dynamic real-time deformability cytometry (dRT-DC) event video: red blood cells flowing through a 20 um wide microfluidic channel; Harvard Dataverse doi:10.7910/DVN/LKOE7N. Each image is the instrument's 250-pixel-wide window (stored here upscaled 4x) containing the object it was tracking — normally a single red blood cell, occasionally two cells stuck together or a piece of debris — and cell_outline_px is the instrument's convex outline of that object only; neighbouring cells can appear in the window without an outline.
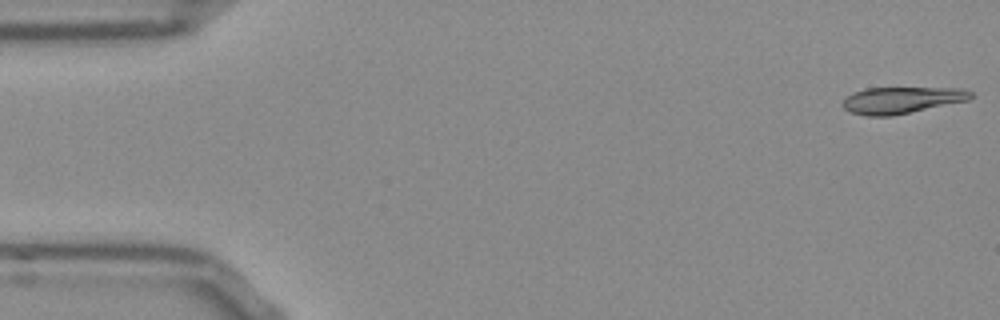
{"species": "Egyptian fruit bat (a non-hibernating species)", "species_latin": "Rousettus aegyptiacus", "temperature_condition": "room temperature", "stored_images_in_passage": 53, "segment_of_instrument_passage": [1, 2], "camera_frame_rate_fps": 3000, "um_per_image_px": 0.085, "frame": {"image": 1, "passage_image": 1, "time_ms": 0.0, "image_size_px": [1000, 320], "cell_outline_px": [[972, 96], [968, 100], [892, 116], [864, 116], [852, 112], [844, 108], [840, 104], [848, 96], [856, 92], [868, 88], [960, 88], [972, 92]], "centroid_in_image_um": [76.63, 8.52], "position_along_channel_um": 8.4, "area_um2": 19.59}}
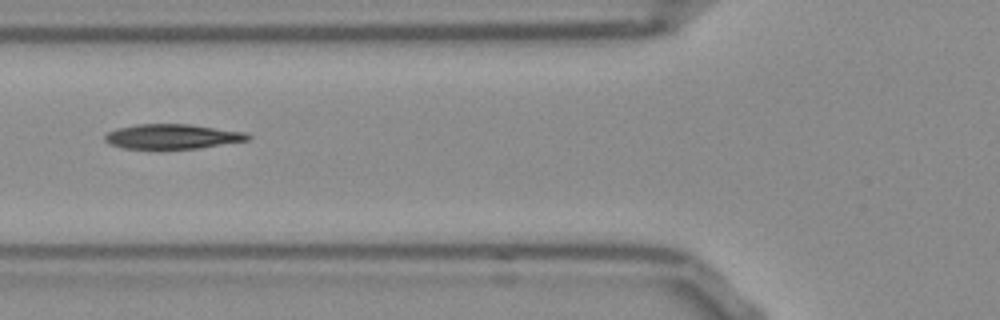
{"frame": {"image": 2, "passage_image": 19, "time_ms": 6.0, "image_size_px": [1000, 320], "cell_outline_px": [[252, 136], [248, 140], [196, 148], [124, 148], [108, 144], [104, 140], [104, 136], [108, 132], [116, 128], [136, 124], [188, 124], [244, 132]], "centroid_in_image_um": [14.59, 11.59], "position_along_channel_um": 111.2, "area_um2": 20.35}}
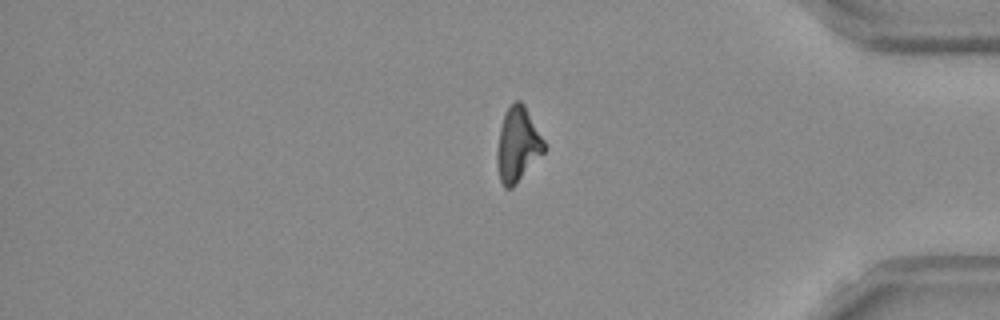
{"frame": {"image": 3, "passage_image": 43, "time_ms": 14.0, "image_size_px": [1000, 320], "cell_outline_px": [[544, 152], [516, 184], [512, 188], [504, 188], [500, 180], [496, 164], [496, 152], [500, 128], [504, 112], [516, 100], [520, 100], [524, 104], [544, 140]], "centroid_in_image_um": [43.98, 12.3], "position_along_channel_um": 391.2, "area_um2": 20.35}}